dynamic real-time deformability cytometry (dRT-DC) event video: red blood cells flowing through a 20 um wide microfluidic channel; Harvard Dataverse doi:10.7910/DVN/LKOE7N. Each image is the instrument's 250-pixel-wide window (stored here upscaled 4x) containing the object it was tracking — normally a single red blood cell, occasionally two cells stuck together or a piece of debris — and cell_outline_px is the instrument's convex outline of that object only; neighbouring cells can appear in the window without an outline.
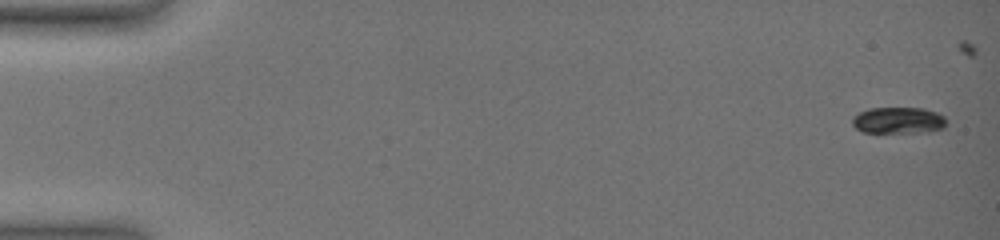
{"species": "common noctule bat (a hibernating species)", "species_latin": "Nyctalus noctula", "temperature_condition": "warm", "stored_images_in_passage": 11, "camera_frame_rate_fps": 3000, "um_per_image_px": 0.085, "animal": {"sex": "female", "body_mass_g": 19.0, "forearm_length_mm": 51.5}, "frame": {"image": 1, "passage_image": 1, "time_ms": 0.0, "image_size_px": [1000, 240], "cell_outline_px": [[944, 128], [932, 132], [864, 132], [856, 128], [852, 124], [852, 116], [868, 108], [924, 108], [936, 112], [944, 116]], "centroid_in_image_um": [76.35, 10.23], "position_along_channel_um": 8.7, "area_um2": 14.51}}
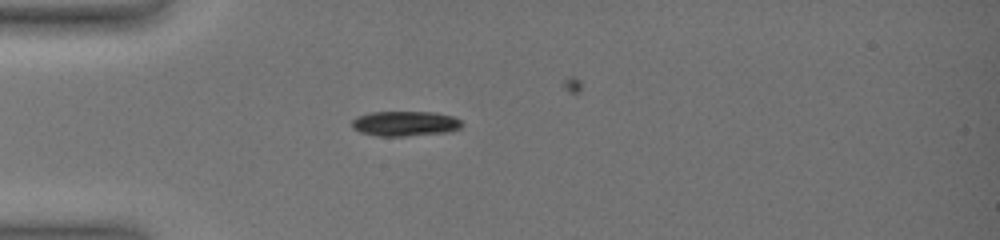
{"frame": {"image": 2, "passage_image": 6, "time_ms": 5.0, "image_size_px": [1000, 240], "cell_outline_px": [[464, 124], [460, 128], [448, 132], [404, 136], [376, 136], [360, 132], [352, 128], [352, 120], [356, 116], [372, 112], [436, 112], [452, 116], [460, 120]], "centroid_in_image_um": [34.42, 10.5], "position_along_channel_um": 50.6, "area_um2": 16.13}}
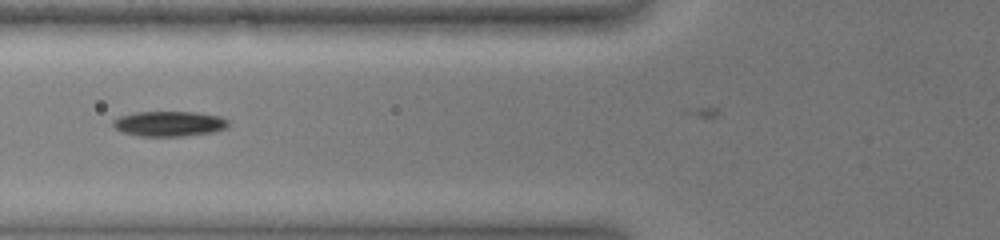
{"frame": {"image": 3, "passage_image": 8, "time_ms": 7.0, "image_size_px": [1000, 240], "cell_outline_px": [[228, 124], [224, 128], [212, 132], [184, 136], [140, 136], [124, 132], [116, 128], [112, 124], [112, 120], [120, 116], [136, 112], [196, 112], [220, 116], [228, 120]], "centroid_in_image_um": [14.37, 10.51], "position_along_channel_um": 111.4, "area_um2": 16.76}}